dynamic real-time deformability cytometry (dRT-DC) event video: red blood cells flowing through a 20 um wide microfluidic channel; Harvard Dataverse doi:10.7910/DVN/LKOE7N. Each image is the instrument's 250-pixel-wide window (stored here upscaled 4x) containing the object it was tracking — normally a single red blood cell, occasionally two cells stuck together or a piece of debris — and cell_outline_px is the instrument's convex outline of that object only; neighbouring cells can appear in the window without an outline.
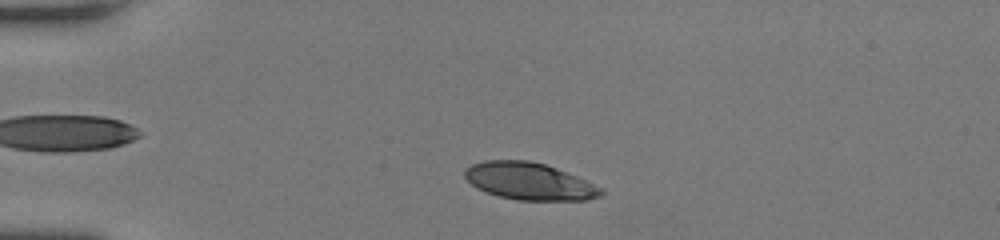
{"species": "human", "species_latin": "Homo sapiens", "temperature_condition": "room temperature", "stored_images_in_passage": 36, "camera_frame_rate_fps": 3000, "um_per_image_px": 0.085, "donor": {"sex": "female"}, "frame": {"image": 1, "passage_image": 5, "time_ms": 1.333, "image_size_px": [1000, 240], "cell_outline_px": [[604, 192], [600, 196], [588, 200], [516, 200], [500, 196], [476, 188], [464, 176], [464, 168], [472, 164], [484, 160], [528, 160], [544, 164], [556, 168], [576, 176], [604, 188]], "centroid_in_image_um": [44.99, 15.4], "position_along_channel_um": 40.0, "area_um2": 29.48}}
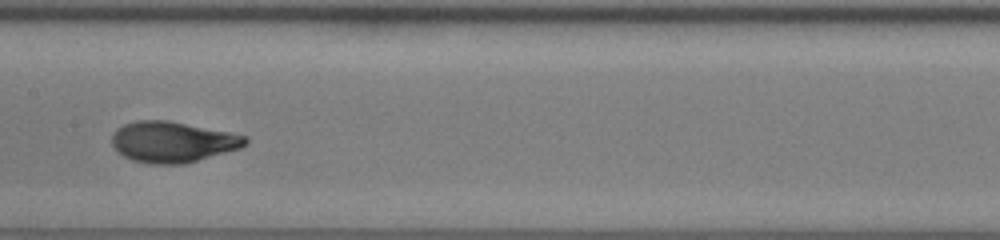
{"frame": {"image": 2, "passage_image": 19, "time_ms": 6.0, "image_size_px": [1000, 240], "cell_outline_px": [[248, 144], [240, 148], [184, 164], [148, 164], [132, 160], [116, 152], [112, 144], [112, 136], [116, 128], [124, 124], [140, 120], [164, 120], [228, 132], [248, 136]], "centroid_in_image_um": [14.64, 12.08], "position_along_channel_um": 192.8, "area_um2": 31.62}}
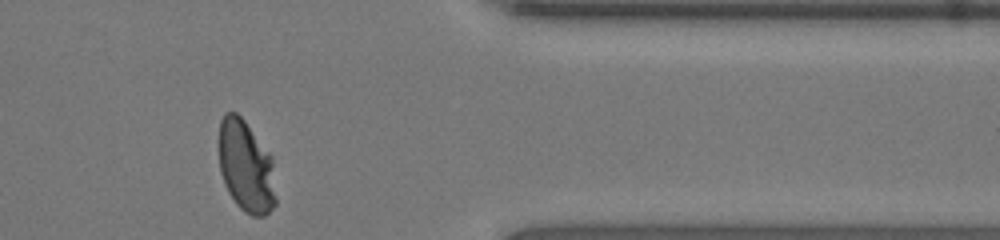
{"frame": {"image": 3, "passage_image": 34, "time_ms": 11.0, "image_size_px": [1000, 240], "cell_outline_px": [[276, 204], [264, 216], [252, 216], [244, 212], [236, 204], [228, 192], [224, 184], [220, 172], [216, 140], [220, 120], [224, 112], [236, 112], [244, 120], [272, 156], [276, 200]], "centroid_in_image_um": [20.86, 14.12], "position_along_channel_um": 390.5, "area_um2": 31.27}, "authors_computed_cell_mechanics": {"area_um2": 30.923, "velocity_mm_per_s": 4.2464, "shape_relaxation_time_tau1_ms": 4.0128, "shape_relaxation_time_tau2_ms": null, "deformation_change_tau1": 0.2169, "deformation_change_tau2": null}}